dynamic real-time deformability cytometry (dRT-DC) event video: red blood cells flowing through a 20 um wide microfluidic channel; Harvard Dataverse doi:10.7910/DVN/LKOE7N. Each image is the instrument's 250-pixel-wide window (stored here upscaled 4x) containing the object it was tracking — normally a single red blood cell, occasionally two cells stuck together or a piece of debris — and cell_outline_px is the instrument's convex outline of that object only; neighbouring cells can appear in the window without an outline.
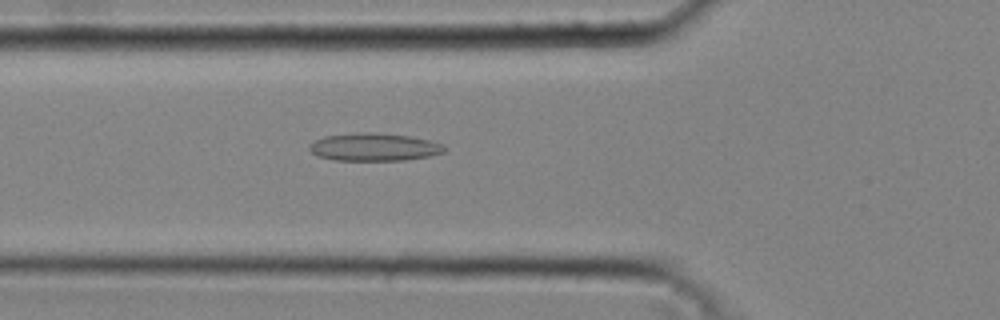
{"species": "common noctule bat (a hibernating species)", "species_latin": "Nyctalus noctula", "temperature_condition": "cold", "stored_images_in_passage": 36, "segment_of_instrument_passage": [1, 2], "camera_frame_rate_fps": 3000, "um_per_image_px": 0.085, "animal": {"sex": "male", "body_mass_g": 20.4}, "frame": {"image": 1, "passage_image": 9, "time_ms": 2.667, "image_size_px": [1000, 320], "cell_outline_px": [[448, 148], [444, 152], [428, 156], [404, 160], [336, 160], [316, 156], [308, 148], [308, 144], [324, 136], [360, 132], [372, 132], [412, 136], [444, 144]], "centroid_in_image_um": [31.8, 12.49], "position_along_channel_um": 94.0, "area_um2": 21.96}}
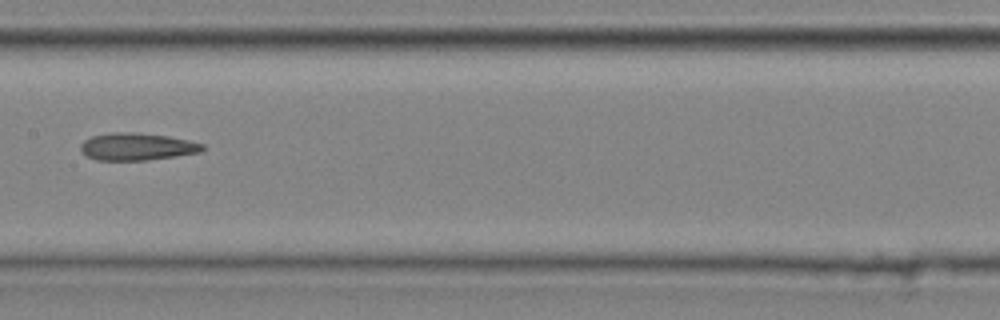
{"frame": {"image": 2, "passage_image": 16, "time_ms": 5.0, "image_size_px": [1000, 320], "cell_outline_px": [[204, 148], [200, 152], [176, 156], [148, 160], [96, 160], [80, 152], [80, 144], [84, 140], [92, 136], [108, 132], [136, 132], [168, 136], [188, 140], [204, 144]], "centroid_in_image_um": [11.61, 12.46], "position_along_channel_um": 195.8, "area_um2": 19.54}}
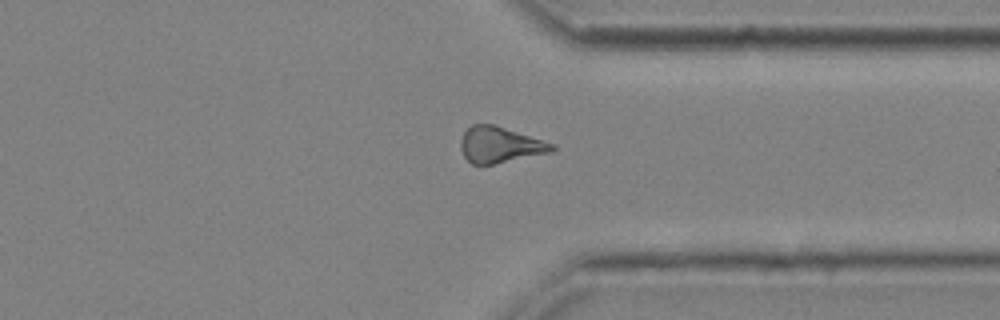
{"frame": {"image": 3, "passage_image": 28, "time_ms": 9.0, "image_size_px": [1000, 320], "cell_outline_px": [[556, 148], [552, 152], [492, 164], [472, 164], [464, 156], [460, 148], [460, 140], [464, 132], [472, 124], [496, 124], [556, 144]], "centroid_in_image_um": [42.51, 12.29], "position_along_channel_um": 368.9, "area_um2": 19.25}}